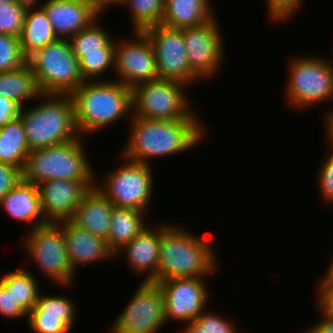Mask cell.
<instances>
[{"instance_id":"37","label":"cell","mask_w":333,"mask_h":333,"mask_svg":"<svg viewBox=\"0 0 333 333\" xmlns=\"http://www.w3.org/2000/svg\"><path fill=\"white\" fill-rule=\"evenodd\" d=\"M0 316H3L5 319H21L26 318L27 313L21 308V306L14 300L9 292L1 283H0Z\"/></svg>"},{"instance_id":"17","label":"cell","mask_w":333,"mask_h":333,"mask_svg":"<svg viewBox=\"0 0 333 333\" xmlns=\"http://www.w3.org/2000/svg\"><path fill=\"white\" fill-rule=\"evenodd\" d=\"M63 295H38L36 305L27 314L34 333H69L76 320L77 306ZM76 306V307H75Z\"/></svg>"},{"instance_id":"22","label":"cell","mask_w":333,"mask_h":333,"mask_svg":"<svg viewBox=\"0 0 333 333\" xmlns=\"http://www.w3.org/2000/svg\"><path fill=\"white\" fill-rule=\"evenodd\" d=\"M114 205L94 186L83 197L69 221L95 236L108 239Z\"/></svg>"},{"instance_id":"13","label":"cell","mask_w":333,"mask_h":333,"mask_svg":"<svg viewBox=\"0 0 333 333\" xmlns=\"http://www.w3.org/2000/svg\"><path fill=\"white\" fill-rule=\"evenodd\" d=\"M132 34V39L127 37L124 41H116L114 68L119 76L116 80L130 88L142 82L159 79L150 39L144 32L134 31Z\"/></svg>"},{"instance_id":"43","label":"cell","mask_w":333,"mask_h":333,"mask_svg":"<svg viewBox=\"0 0 333 333\" xmlns=\"http://www.w3.org/2000/svg\"><path fill=\"white\" fill-rule=\"evenodd\" d=\"M102 13L107 11L108 7L112 5H119L122 0H90Z\"/></svg>"},{"instance_id":"28","label":"cell","mask_w":333,"mask_h":333,"mask_svg":"<svg viewBox=\"0 0 333 333\" xmlns=\"http://www.w3.org/2000/svg\"><path fill=\"white\" fill-rule=\"evenodd\" d=\"M38 278L26 270V268H16L12 272L4 273L0 276V283L11 292L14 300L28 314L36 305L40 287Z\"/></svg>"},{"instance_id":"24","label":"cell","mask_w":333,"mask_h":333,"mask_svg":"<svg viewBox=\"0 0 333 333\" xmlns=\"http://www.w3.org/2000/svg\"><path fill=\"white\" fill-rule=\"evenodd\" d=\"M145 213L138 209L113 207L106 241L115 257L119 256L122 247L149 226Z\"/></svg>"},{"instance_id":"1","label":"cell","mask_w":333,"mask_h":333,"mask_svg":"<svg viewBox=\"0 0 333 333\" xmlns=\"http://www.w3.org/2000/svg\"><path fill=\"white\" fill-rule=\"evenodd\" d=\"M128 120L130 133L120 155L148 165L150 159L190 150L207 133L200 119L155 120L131 116Z\"/></svg>"},{"instance_id":"47","label":"cell","mask_w":333,"mask_h":333,"mask_svg":"<svg viewBox=\"0 0 333 333\" xmlns=\"http://www.w3.org/2000/svg\"><path fill=\"white\" fill-rule=\"evenodd\" d=\"M9 1H12V0H0V3H2V2H9Z\"/></svg>"},{"instance_id":"6","label":"cell","mask_w":333,"mask_h":333,"mask_svg":"<svg viewBox=\"0 0 333 333\" xmlns=\"http://www.w3.org/2000/svg\"><path fill=\"white\" fill-rule=\"evenodd\" d=\"M26 63L41 94L71 95L84 82L69 40L46 45L29 55Z\"/></svg>"},{"instance_id":"48","label":"cell","mask_w":333,"mask_h":333,"mask_svg":"<svg viewBox=\"0 0 333 333\" xmlns=\"http://www.w3.org/2000/svg\"><path fill=\"white\" fill-rule=\"evenodd\" d=\"M71 1H90V0H71Z\"/></svg>"},{"instance_id":"29","label":"cell","mask_w":333,"mask_h":333,"mask_svg":"<svg viewBox=\"0 0 333 333\" xmlns=\"http://www.w3.org/2000/svg\"><path fill=\"white\" fill-rule=\"evenodd\" d=\"M98 18L88 27L75 33L68 40L72 51L79 59L85 52H101V48H115L116 40L113 39L110 32L101 26ZM99 24V25H98ZM115 40V41H114Z\"/></svg>"},{"instance_id":"15","label":"cell","mask_w":333,"mask_h":333,"mask_svg":"<svg viewBox=\"0 0 333 333\" xmlns=\"http://www.w3.org/2000/svg\"><path fill=\"white\" fill-rule=\"evenodd\" d=\"M217 17L198 27L183 28L188 63L202 80L213 78L223 64L225 50Z\"/></svg>"},{"instance_id":"9","label":"cell","mask_w":333,"mask_h":333,"mask_svg":"<svg viewBox=\"0 0 333 333\" xmlns=\"http://www.w3.org/2000/svg\"><path fill=\"white\" fill-rule=\"evenodd\" d=\"M322 58L303 55L290 62L285 93L292 108L303 109L332 100L333 62Z\"/></svg>"},{"instance_id":"10","label":"cell","mask_w":333,"mask_h":333,"mask_svg":"<svg viewBox=\"0 0 333 333\" xmlns=\"http://www.w3.org/2000/svg\"><path fill=\"white\" fill-rule=\"evenodd\" d=\"M27 234L23 240V249L36 263L48 280L67 288L74 282L73 271L67 254L66 240L61 227L57 223L38 226ZM27 238V239H26ZM25 241V242H24Z\"/></svg>"},{"instance_id":"3","label":"cell","mask_w":333,"mask_h":333,"mask_svg":"<svg viewBox=\"0 0 333 333\" xmlns=\"http://www.w3.org/2000/svg\"><path fill=\"white\" fill-rule=\"evenodd\" d=\"M70 96L82 137L132 116V88L117 80L84 81Z\"/></svg>"},{"instance_id":"25","label":"cell","mask_w":333,"mask_h":333,"mask_svg":"<svg viewBox=\"0 0 333 333\" xmlns=\"http://www.w3.org/2000/svg\"><path fill=\"white\" fill-rule=\"evenodd\" d=\"M19 39L20 49L25 58L33 52L58 40L52 24L42 7L26 9L24 24Z\"/></svg>"},{"instance_id":"35","label":"cell","mask_w":333,"mask_h":333,"mask_svg":"<svg viewBox=\"0 0 333 333\" xmlns=\"http://www.w3.org/2000/svg\"><path fill=\"white\" fill-rule=\"evenodd\" d=\"M195 322L202 328L206 333H238L233 322L224 318L217 313L205 310L198 316Z\"/></svg>"},{"instance_id":"34","label":"cell","mask_w":333,"mask_h":333,"mask_svg":"<svg viewBox=\"0 0 333 333\" xmlns=\"http://www.w3.org/2000/svg\"><path fill=\"white\" fill-rule=\"evenodd\" d=\"M332 150V151H331ZM329 150L326 158L318 169L317 185L323 201L333 205V149Z\"/></svg>"},{"instance_id":"8","label":"cell","mask_w":333,"mask_h":333,"mask_svg":"<svg viewBox=\"0 0 333 333\" xmlns=\"http://www.w3.org/2000/svg\"><path fill=\"white\" fill-rule=\"evenodd\" d=\"M122 162L115 170L98 182L96 175L95 186L114 205V207L148 211L152 201L154 175L148 164L134 162L119 155ZM100 184V185H99Z\"/></svg>"},{"instance_id":"32","label":"cell","mask_w":333,"mask_h":333,"mask_svg":"<svg viewBox=\"0 0 333 333\" xmlns=\"http://www.w3.org/2000/svg\"><path fill=\"white\" fill-rule=\"evenodd\" d=\"M26 8L16 0L0 3V34L20 37Z\"/></svg>"},{"instance_id":"42","label":"cell","mask_w":333,"mask_h":333,"mask_svg":"<svg viewBox=\"0 0 333 333\" xmlns=\"http://www.w3.org/2000/svg\"><path fill=\"white\" fill-rule=\"evenodd\" d=\"M326 115V116H325ZM324 115L325 130L327 131V139L329 141V149H333V109L330 110Z\"/></svg>"},{"instance_id":"36","label":"cell","mask_w":333,"mask_h":333,"mask_svg":"<svg viewBox=\"0 0 333 333\" xmlns=\"http://www.w3.org/2000/svg\"><path fill=\"white\" fill-rule=\"evenodd\" d=\"M267 1V11L270 20L282 21L289 20L291 16L296 14L302 8L303 0H265ZM301 6V7H300Z\"/></svg>"},{"instance_id":"31","label":"cell","mask_w":333,"mask_h":333,"mask_svg":"<svg viewBox=\"0 0 333 333\" xmlns=\"http://www.w3.org/2000/svg\"><path fill=\"white\" fill-rule=\"evenodd\" d=\"M78 62L84 81L107 80L108 78L102 76L106 71L115 68V48H101V52H85Z\"/></svg>"},{"instance_id":"20","label":"cell","mask_w":333,"mask_h":333,"mask_svg":"<svg viewBox=\"0 0 333 333\" xmlns=\"http://www.w3.org/2000/svg\"><path fill=\"white\" fill-rule=\"evenodd\" d=\"M157 225H149L118 251L124 253L131 270L140 274L145 272L143 282H157L160 224Z\"/></svg>"},{"instance_id":"7","label":"cell","mask_w":333,"mask_h":333,"mask_svg":"<svg viewBox=\"0 0 333 333\" xmlns=\"http://www.w3.org/2000/svg\"><path fill=\"white\" fill-rule=\"evenodd\" d=\"M187 87L185 83L168 79L135 85L132 88V116L155 120L200 119L184 93Z\"/></svg>"},{"instance_id":"12","label":"cell","mask_w":333,"mask_h":333,"mask_svg":"<svg viewBox=\"0 0 333 333\" xmlns=\"http://www.w3.org/2000/svg\"><path fill=\"white\" fill-rule=\"evenodd\" d=\"M150 39L157 63L159 79L176 80L189 86L203 81L191 68L184 45L183 29L162 24L143 31Z\"/></svg>"},{"instance_id":"16","label":"cell","mask_w":333,"mask_h":333,"mask_svg":"<svg viewBox=\"0 0 333 333\" xmlns=\"http://www.w3.org/2000/svg\"><path fill=\"white\" fill-rule=\"evenodd\" d=\"M96 180L54 179L38 186L42 212L48 222L69 220Z\"/></svg>"},{"instance_id":"30","label":"cell","mask_w":333,"mask_h":333,"mask_svg":"<svg viewBox=\"0 0 333 333\" xmlns=\"http://www.w3.org/2000/svg\"><path fill=\"white\" fill-rule=\"evenodd\" d=\"M165 0H122L120 7L128 8L133 30L145 29L162 23Z\"/></svg>"},{"instance_id":"41","label":"cell","mask_w":333,"mask_h":333,"mask_svg":"<svg viewBox=\"0 0 333 333\" xmlns=\"http://www.w3.org/2000/svg\"><path fill=\"white\" fill-rule=\"evenodd\" d=\"M319 319L303 333H333V316L321 314Z\"/></svg>"},{"instance_id":"18","label":"cell","mask_w":333,"mask_h":333,"mask_svg":"<svg viewBox=\"0 0 333 333\" xmlns=\"http://www.w3.org/2000/svg\"><path fill=\"white\" fill-rule=\"evenodd\" d=\"M56 37L68 40L103 14L91 1L47 0L41 2Z\"/></svg>"},{"instance_id":"39","label":"cell","mask_w":333,"mask_h":333,"mask_svg":"<svg viewBox=\"0 0 333 333\" xmlns=\"http://www.w3.org/2000/svg\"><path fill=\"white\" fill-rule=\"evenodd\" d=\"M316 295L318 313L333 316V284H319Z\"/></svg>"},{"instance_id":"33","label":"cell","mask_w":333,"mask_h":333,"mask_svg":"<svg viewBox=\"0 0 333 333\" xmlns=\"http://www.w3.org/2000/svg\"><path fill=\"white\" fill-rule=\"evenodd\" d=\"M25 63L19 37L0 34V72L18 69Z\"/></svg>"},{"instance_id":"45","label":"cell","mask_w":333,"mask_h":333,"mask_svg":"<svg viewBox=\"0 0 333 333\" xmlns=\"http://www.w3.org/2000/svg\"><path fill=\"white\" fill-rule=\"evenodd\" d=\"M318 284H333V257L327 271Z\"/></svg>"},{"instance_id":"46","label":"cell","mask_w":333,"mask_h":333,"mask_svg":"<svg viewBox=\"0 0 333 333\" xmlns=\"http://www.w3.org/2000/svg\"><path fill=\"white\" fill-rule=\"evenodd\" d=\"M19 4H21L23 7L27 8H36L41 7V5H38L40 3V0H16ZM39 2V3H38Z\"/></svg>"},{"instance_id":"14","label":"cell","mask_w":333,"mask_h":333,"mask_svg":"<svg viewBox=\"0 0 333 333\" xmlns=\"http://www.w3.org/2000/svg\"><path fill=\"white\" fill-rule=\"evenodd\" d=\"M206 278H173L166 281H157L165 302V318L190 323L195 321L207 308L209 303V288Z\"/></svg>"},{"instance_id":"40","label":"cell","mask_w":333,"mask_h":333,"mask_svg":"<svg viewBox=\"0 0 333 333\" xmlns=\"http://www.w3.org/2000/svg\"><path fill=\"white\" fill-rule=\"evenodd\" d=\"M21 107L13 100L0 96V127L19 116Z\"/></svg>"},{"instance_id":"26","label":"cell","mask_w":333,"mask_h":333,"mask_svg":"<svg viewBox=\"0 0 333 333\" xmlns=\"http://www.w3.org/2000/svg\"><path fill=\"white\" fill-rule=\"evenodd\" d=\"M40 91L35 76L27 63L18 69L0 72V96L9 98L21 108L33 99L40 101Z\"/></svg>"},{"instance_id":"5","label":"cell","mask_w":333,"mask_h":333,"mask_svg":"<svg viewBox=\"0 0 333 333\" xmlns=\"http://www.w3.org/2000/svg\"><path fill=\"white\" fill-rule=\"evenodd\" d=\"M82 136L75 140L30 150L22 170V179L39 185L47 180H96Z\"/></svg>"},{"instance_id":"38","label":"cell","mask_w":333,"mask_h":333,"mask_svg":"<svg viewBox=\"0 0 333 333\" xmlns=\"http://www.w3.org/2000/svg\"><path fill=\"white\" fill-rule=\"evenodd\" d=\"M22 179V170L0 162V200Z\"/></svg>"},{"instance_id":"19","label":"cell","mask_w":333,"mask_h":333,"mask_svg":"<svg viewBox=\"0 0 333 333\" xmlns=\"http://www.w3.org/2000/svg\"><path fill=\"white\" fill-rule=\"evenodd\" d=\"M56 223L64 234L68 259L74 272L83 264L85 266V264L107 261L115 256L105 239L76 227L69 220Z\"/></svg>"},{"instance_id":"11","label":"cell","mask_w":333,"mask_h":333,"mask_svg":"<svg viewBox=\"0 0 333 333\" xmlns=\"http://www.w3.org/2000/svg\"><path fill=\"white\" fill-rule=\"evenodd\" d=\"M129 303L111 325V333H157L165 324V302L160 287L141 282Z\"/></svg>"},{"instance_id":"4","label":"cell","mask_w":333,"mask_h":333,"mask_svg":"<svg viewBox=\"0 0 333 333\" xmlns=\"http://www.w3.org/2000/svg\"><path fill=\"white\" fill-rule=\"evenodd\" d=\"M40 99L39 104L22 107L19 113L30 150L80 137L70 95L41 94Z\"/></svg>"},{"instance_id":"27","label":"cell","mask_w":333,"mask_h":333,"mask_svg":"<svg viewBox=\"0 0 333 333\" xmlns=\"http://www.w3.org/2000/svg\"><path fill=\"white\" fill-rule=\"evenodd\" d=\"M29 145L21 117L8 121L0 127V162L23 170Z\"/></svg>"},{"instance_id":"23","label":"cell","mask_w":333,"mask_h":333,"mask_svg":"<svg viewBox=\"0 0 333 333\" xmlns=\"http://www.w3.org/2000/svg\"><path fill=\"white\" fill-rule=\"evenodd\" d=\"M210 0H165L162 25L183 29L198 27L216 17Z\"/></svg>"},{"instance_id":"21","label":"cell","mask_w":333,"mask_h":333,"mask_svg":"<svg viewBox=\"0 0 333 333\" xmlns=\"http://www.w3.org/2000/svg\"><path fill=\"white\" fill-rule=\"evenodd\" d=\"M0 208L16 221L31 223L30 230L49 223L42 212L38 186L23 179L0 200Z\"/></svg>"},{"instance_id":"44","label":"cell","mask_w":333,"mask_h":333,"mask_svg":"<svg viewBox=\"0 0 333 333\" xmlns=\"http://www.w3.org/2000/svg\"><path fill=\"white\" fill-rule=\"evenodd\" d=\"M182 328V333H206L195 321L186 323Z\"/></svg>"},{"instance_id":"2","label":"cell","mask_w":333,"mask_h":333,"mask_svg":"<svg viewBox=\"0 0 333 333\" xmlns=\"http://www.w3.org/2000/svg\"><path fill=\"white\" fill-rule=\"evenodd\" d=\"M188 231L178 225L161 223L157 281L207 277L218 269L211 239Z\"/></svg>"}]
</instances>
